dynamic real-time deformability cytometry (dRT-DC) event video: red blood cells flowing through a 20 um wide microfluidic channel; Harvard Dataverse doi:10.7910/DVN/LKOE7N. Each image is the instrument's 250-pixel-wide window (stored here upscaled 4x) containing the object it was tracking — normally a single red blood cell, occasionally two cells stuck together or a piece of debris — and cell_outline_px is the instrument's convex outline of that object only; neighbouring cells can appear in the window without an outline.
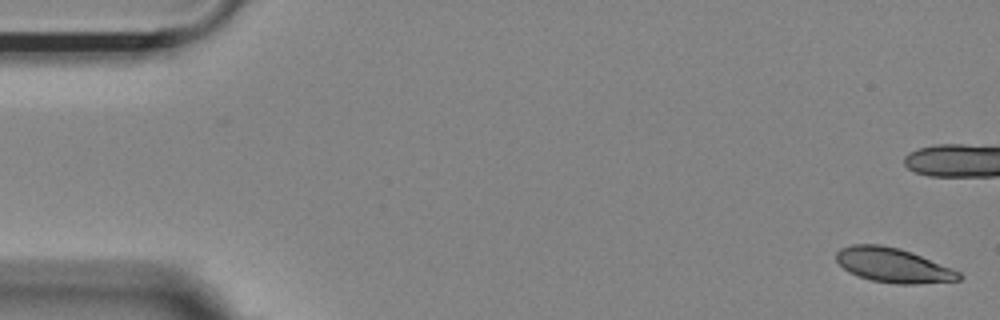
{"species": "Egyptian fruit bat (a non-hibernating species)", "species_latin": "Rousettus aegyptiacus", "temperature_condition": "room temperature", "stored_images_in_passage": 15, "camera_frame_rate_fps": 3000, "um_per_image_px": 0.085, "animal": {"sex": "female"}, "frame": {"image": 1, "passage_image": 1, "time_ms": 0.0, "image_size_px": [1000, 320], "cell_outline_px": [[964, 276], [960, 280], [916, 284], [896, 284], [872, 280], [848, 272], [836, 260], [836, 252], [840, 248], [852, 244], [880, 244], [912, 252], [952, 268], [960, 272]], "centroid_in_image_um": [75.93, 22.54], "position_along_channel_um": 9.1, "area_um2": 24.62}}